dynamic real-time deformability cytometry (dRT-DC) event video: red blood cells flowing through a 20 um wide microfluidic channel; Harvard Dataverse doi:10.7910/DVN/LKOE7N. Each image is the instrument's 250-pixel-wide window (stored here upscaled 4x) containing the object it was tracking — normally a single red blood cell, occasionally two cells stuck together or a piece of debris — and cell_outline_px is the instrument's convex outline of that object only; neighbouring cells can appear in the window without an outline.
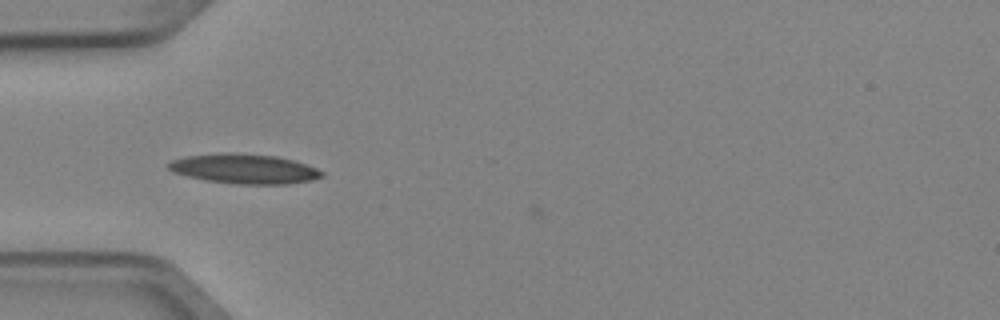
{"species": "Egyptian fruit bat (a non-hibernating species)", "species_latin": "Rousettus aegyptiacus", "temperature_condition": "cold", "stored_images_in_passage": 3, "camera_frame_rate_fps": 3000, "um_per_image_px": 0.085, "animal": {"sex": "female"}, "frame": {"image": 1, "passage_image": 2, "time_ms": 0.333, "image_size_px": [1000, 320], "cell_outline_px": [[324, 176], [312, 180], [288, 184], [236, 184], [204, 180], [172, 172], [164, 164], [172, 160], [188, 156], [228, 152], [276, 156], [292, 160], [316, 168], [324, 172]], "centroid_in_image_um": [20.74, 14.35], "position_along_channel_um": 64.3, "area_um2": 26.53}}